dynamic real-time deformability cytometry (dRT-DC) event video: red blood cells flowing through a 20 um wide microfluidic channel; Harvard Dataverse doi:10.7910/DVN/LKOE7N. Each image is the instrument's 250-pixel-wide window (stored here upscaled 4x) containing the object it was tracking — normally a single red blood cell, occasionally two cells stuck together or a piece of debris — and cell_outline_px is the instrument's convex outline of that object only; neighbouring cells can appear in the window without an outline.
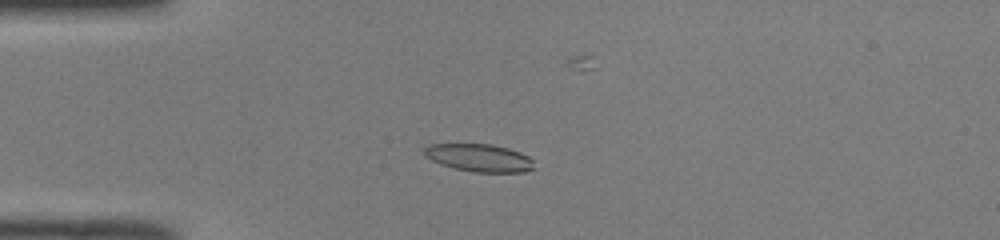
{"species": "common noctule bat (a hibernating species)", "species_latin": "Nyctalus noctula", "temperature_condition": "room temperature", "stored_images_in_passage": 42, "camera_frame_rate_fps": 3000, "um_per_image_px": 0.085, "animal": {"sex": "male", "body_mass_g": 19.0, "forearm_length_mm": 50.8}, "frame": {"image": 1, "passage_image": 11, "time_ms": 3.333, "image_size_px": [1000, 240], "cell_outline_px": [[532, 168], [524, 172], [472, 172], [452, 168], [440, 164], [424, 156], [424, 148], [428, 144], [492, 144], [508, 148], [520, 152], [528, 156], [532, 160]], "centroid_in_image_um": [40.69, 13.41], "position_along_channel_um": 44.3, "area_um2": 17.74}}
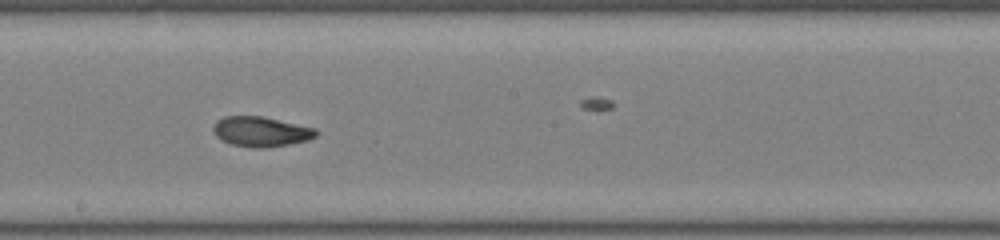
{"frame": {"image": 2, "passage_image": 26, "time_ms": 8.333, "image_size_px": [1000, 240], "cell_outline_px": [[320, 132], [316, 136], [308, 140], [268, 148], [252, 148], [232, 144], [216, 136], [212, 128], [216, 120], [224, 116], [264, 116], [316, 128]], "centroid_in_image_um": [22.21, 11.18], "position_along_channel_um": 226.0, "area_um2": 18.15}}
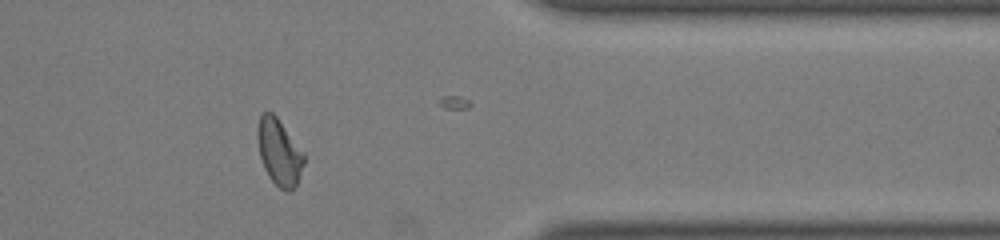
{"frame": {"image": 3, "passage_image": 39, "time_ms": 12.667, "image_size_px": [1000, 240], "cell_outline_px": [[304, 164], [300, 176], [296, 184], [288, 192], [284, 192], [268, 176], [264, 168], [260, 156], [256, 136], [256, 132], [260, 116], [264, 112], [272, 112], [276, 116], [304, 152]], "centroid_in_image_um": [23.72, 12.93], "position_along_channel_um": 387.7, "area_um2": 17.92}, "authors_computed_cell_mechanics": {"area_um2": 17.8024, "velocity_mm_per_s": 4.0839, "shape_relaxation_time_tau1_ms": null, "shape_relaxation_time_tau2_ms": 1.8516, "deformation_change_tau1": null, "deformation_change_tau2": 0.0773}}